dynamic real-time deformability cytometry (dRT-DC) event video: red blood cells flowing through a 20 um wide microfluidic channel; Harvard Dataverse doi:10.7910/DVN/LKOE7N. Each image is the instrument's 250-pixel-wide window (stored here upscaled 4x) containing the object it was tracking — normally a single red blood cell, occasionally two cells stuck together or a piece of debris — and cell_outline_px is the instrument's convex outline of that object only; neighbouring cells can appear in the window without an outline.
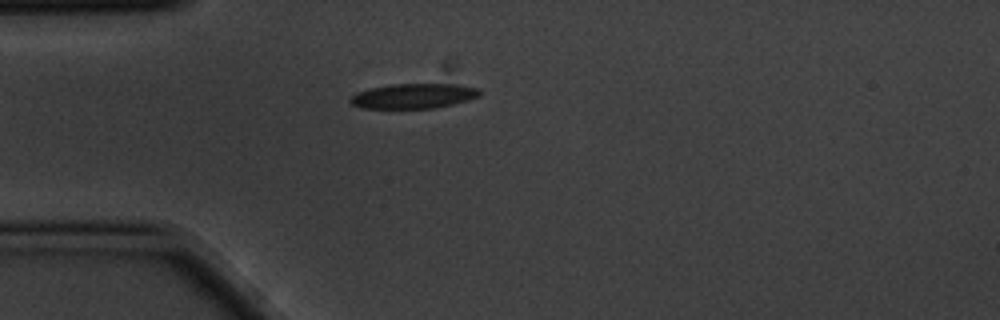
{"species": "common noctule bat (a hibernating species)", "species_latin": "Nyctalus noctula", "temperature_condition": "cold", "stored_images_in_passage": 3, "camera_frame_rate_fps": 3000, "um_per_image_px": 0.085, "animal": {"sex": "male", "body_mass_g": 20.1, "forearm_length_mm": 53.5}, "frame": {"image": 1, "passage_image": 3, "time_ms": 0.667, "image_size_px": [1000, 320], "cell_outline_px": [[480, 96], [468, 100], [436, 108], [360, 108], [352, 104], [348, 100], [356, 92], [372, 88], [392, 84], [456, 84], [480, 88]], "centroid_in_image_um": [35.16, 8.16], "position_along_channel_um": 49.8, "area_um2": 18.79}}